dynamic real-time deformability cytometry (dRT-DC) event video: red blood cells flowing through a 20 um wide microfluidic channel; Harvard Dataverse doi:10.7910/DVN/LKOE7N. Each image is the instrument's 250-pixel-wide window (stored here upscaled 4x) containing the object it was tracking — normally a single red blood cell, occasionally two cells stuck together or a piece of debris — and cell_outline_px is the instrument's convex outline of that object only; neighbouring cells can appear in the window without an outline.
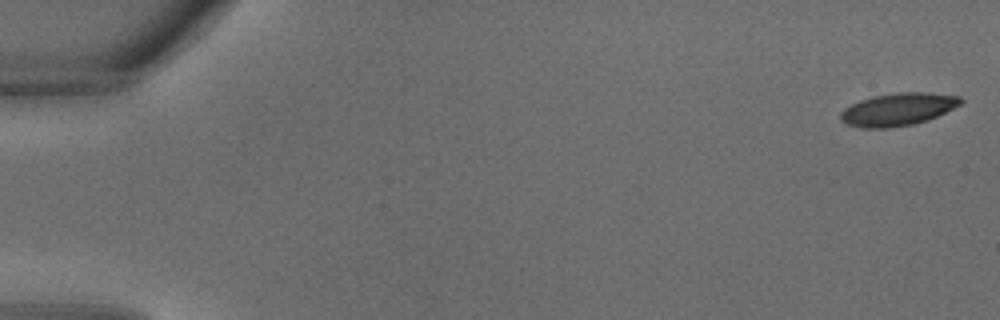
{"species": "common noctule bat (a hibernating species)", "species_latin": "Nyctalus noctula", "temperature_condition": "warm", "stored_images_in_passage": 34, "camera_frame_rate_fps": 3000, "um_per_image_px": 0.085, "animal": {"sex": "male", "body_mass_g": 18.8}, "frame": {"image": 1, "passage_image": 1, "time_ms": 0.0, "image_size_px": [1000, 320], "cell_outline_px": [[964, 100], [960, 104], [928, 120], [912, 124], [888, 128], [860, 128], [844, 124], [840, 120], [840, 112], [844, 108], [860, 100], [872, 96], [896, 92], [924, 92], [960, 96]], "centroid_in_image_um": [76.27, 9.29], "position_along_channel_um": 8.7, "area_um2": 22.89}}
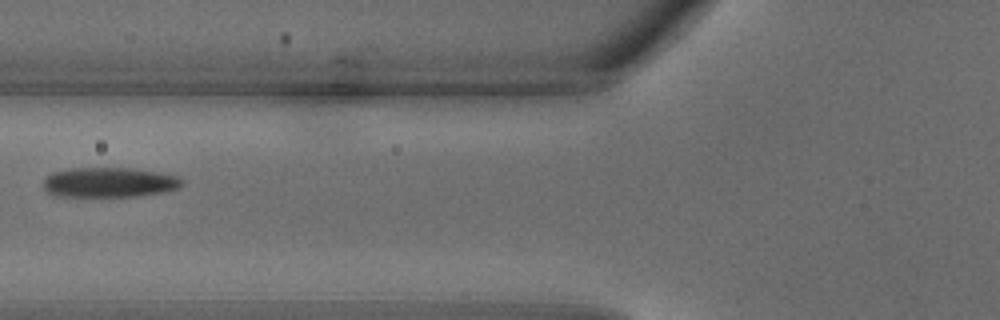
{"frame": {"image": 2, "passage_image": 14, "time_ms": 4.333, "image_size_px": [1000, 320], "cell_outline_px": [[184, 184], [176, 188], [164, 192], [136, 196], [52, 196], [44, 188], [44, 180], [52, 172], [68, 168], [124, 168], [156, 172], [176, 176], [184, 180]], "centroid_in_image_um": [9.25, 15.5], "position_along_channel_um": 116.5, "area_um2": 23.99}}
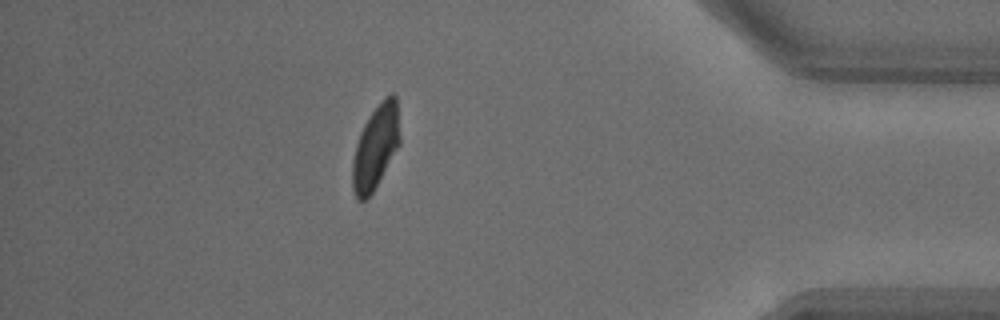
{"frame": {"image": 3, "passage_image": 30, "time_ms": 9.667, "image_size_px": [1000, 320], "cell_outline_px": [[400, 144], [368, 200], [356, 200], [352, 188], [352, 160], [356, 144], [360, 132], [368, 116], [384, 96], [392, 92], [396, 96], [400, 136]], "centroid_in_image_um": [31.92, 12.5], "position_along_channel_um": 403.3, "area_um2": 23.41}}